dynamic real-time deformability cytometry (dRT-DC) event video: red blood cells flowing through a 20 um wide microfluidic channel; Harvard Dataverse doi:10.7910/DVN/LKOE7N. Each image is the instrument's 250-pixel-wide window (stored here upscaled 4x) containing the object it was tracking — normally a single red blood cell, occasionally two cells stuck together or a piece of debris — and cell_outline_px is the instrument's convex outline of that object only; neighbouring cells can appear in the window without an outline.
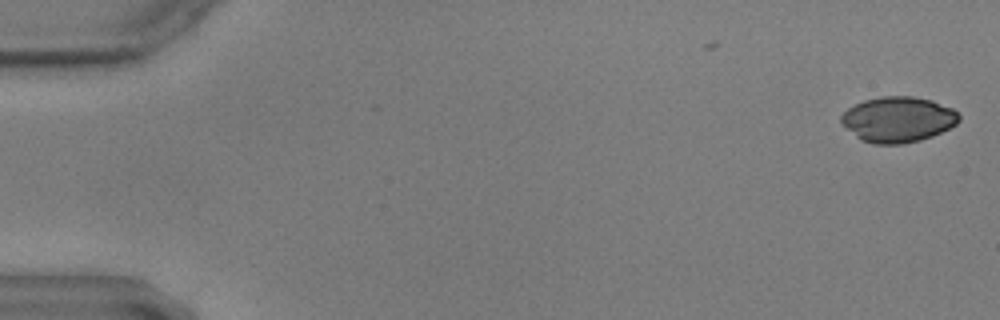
{"species": "common noctule bat (a hibernating species)", "species_latin": "Nyctalus noctula", "temperature_condition": "warm", "stored_images_in_passage": 9, "camera_frame_rate_fps": 3000, "um_per_image_px": 0.085, "animal": {"sex": "male", "body_mass_g": 17.9, "forearm_length_mm": 54.2}, "frame": {"image": 1, "passage_image": 1, "time_ms": 0.0, "image_size_px": [1000, 320], "cell_outline_px": [[960, 120], [956, 124], [932, 136], [920, 140], [904, 144], [872, 144], [860, 140], [840, 120], [840, 116], [848, 108], [864, 100], [880, 96], [912, 96], [932, 100], [952, 108], [960, 116]], "centroid_in_image_um": [76.33, 10.15], "position_along_channel_um": 8.7, "area_um2": 31.15}}